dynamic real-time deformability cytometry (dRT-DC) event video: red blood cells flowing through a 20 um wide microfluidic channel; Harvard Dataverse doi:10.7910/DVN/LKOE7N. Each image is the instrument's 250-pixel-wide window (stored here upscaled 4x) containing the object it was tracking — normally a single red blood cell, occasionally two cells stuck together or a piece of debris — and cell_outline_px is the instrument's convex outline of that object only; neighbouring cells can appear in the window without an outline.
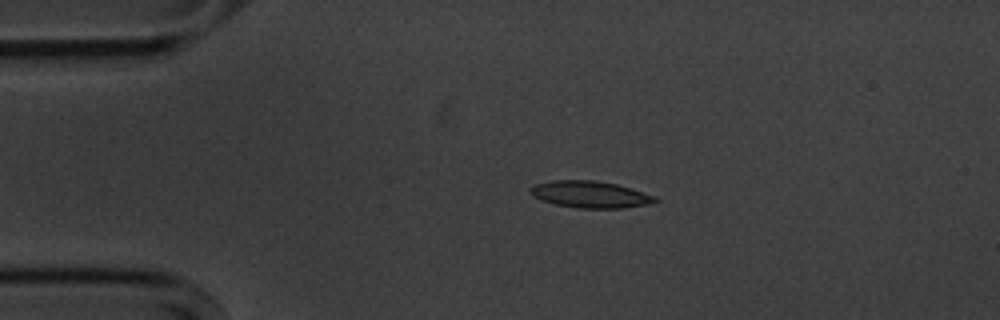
{"species": "common noctule bat (a hibernating species)", "species_latin": "Nyctalus noctula", "temperature_condition": "cold", "stored_images_in_passage": 45, "camera_frame_rate_fps": 3000, "um_per_image_px": 0.085, "animal": {"sex": "male", "body_mass_g": 20.1, "forearm_length_mm": 53.5}, "frame": {"image": 1, "passage_image": 1, "time_ms": 0.0, "image_size_px": [1000, 320], "cell_outline_px": [[660, 200], [648, 204], [624, 208], [576, 208], [556, 204], [532, 196], [528, 192], [528, 188], [536, 184], [552, 180], [596, 180], [616, 184], [656, 196]], "centroid_in_image_um": [50.15, 16.52], "position_along_channel_um": 34.8, "area_um2": 19.48}}
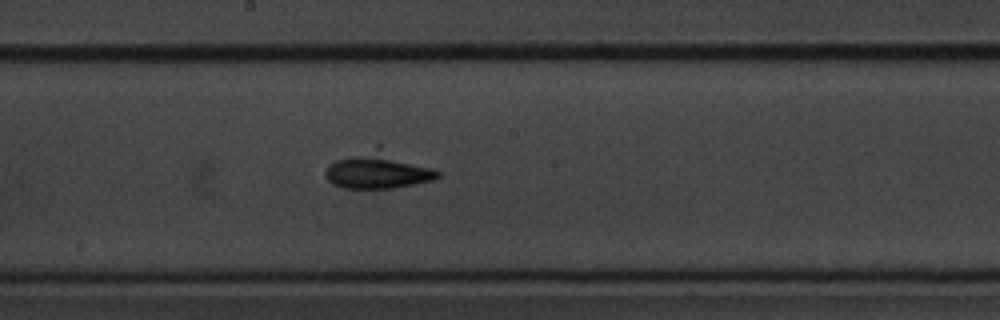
{"frame": {"image": 2, "passage_image": 19, "time_ms": 6.0, "image_size_px": [1000, 320], "cell_outline_px": [[440, 176], [432, 180], [392, 188], [344, 188], [332, 184], [324, 176], [324, 172], [328, 164], [336, 160], [376, 144], [380, 144], [432, 168], [440, 172]], "centroid_in_image_um": [32.11, 14.43], "position_along_channel_um": 216.1, "area_um2": 24.45}}
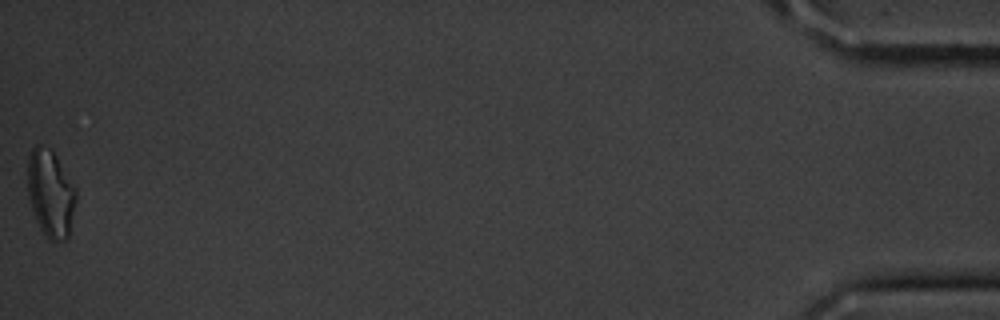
{"frame": {"image": 3, "passage_image": 45, "time_ms": 14.667, "image_size_px": [1000, 320], "cell_outline_px": [[76, 200], [68, 236], [64, 240], [48, 240], [44, 236], [36, 220], [28, 196], [28, 152], [36, 144], [40, 144], [52, 148], [76, 188]], "centroid_in_image_um": [4.29, 16.39], "position_along_channel_um": 430.9, "area_um2": 24.8}}